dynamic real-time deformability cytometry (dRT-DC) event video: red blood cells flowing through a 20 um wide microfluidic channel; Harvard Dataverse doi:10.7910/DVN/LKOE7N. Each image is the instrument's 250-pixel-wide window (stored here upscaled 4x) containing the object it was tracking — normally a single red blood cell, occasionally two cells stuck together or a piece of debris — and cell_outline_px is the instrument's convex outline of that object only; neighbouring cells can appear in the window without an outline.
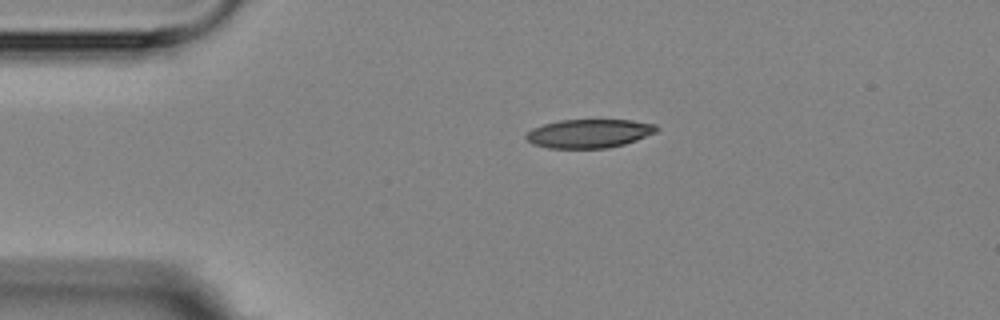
{"species": "Egyptian fruit bat (a non-hibernating species)", "species_latin": "Rousettus aegyptiacus", "temperature_condition": "room temperature", "stored_images_in_passage": 2, "camera_frame_rate_fps": 3000, "um_per_image_px": 0.085, "animal": {"sex": "female"}, "frame": {"image": 1, "passage_image": 1, "time_ms": 0.0, "image_size_px": [1000, 320], "cell_outline_px": [[660, 128], [656, 132], [636, 140], [624, 144], [608, 148], [548, 148], [532, 144], [524, 136], [532, 128], [544, 124], [560, 120], [632, 120], [656, 124]], "centroid_in_image_um": [50.08, 11.34], "position_along_channel_um": 34.9, "area_um2": 21.85}}